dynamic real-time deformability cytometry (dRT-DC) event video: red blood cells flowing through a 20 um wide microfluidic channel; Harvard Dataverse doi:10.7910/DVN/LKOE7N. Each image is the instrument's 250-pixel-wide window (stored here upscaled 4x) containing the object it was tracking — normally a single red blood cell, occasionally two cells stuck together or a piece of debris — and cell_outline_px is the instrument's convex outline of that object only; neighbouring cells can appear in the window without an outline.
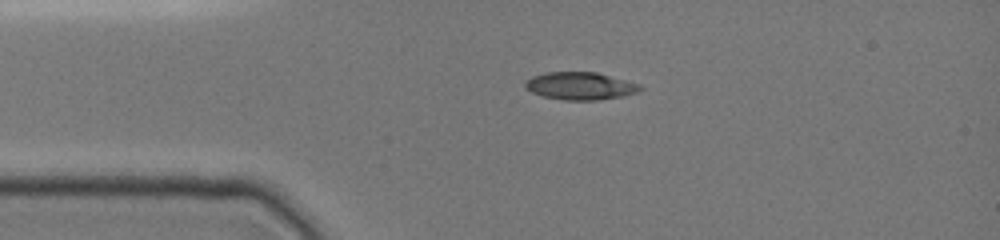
{"species": "common noctule bat (a hibernating species)", "species_latin": "Nyctalus noctula", "temperature_condition": "cold", "stored_images_in_passage": 3, "camera_frame_rate_fps": 3000, "um_per_image_px": 0.085, "animal": {"sex": "female", "body_mass_g": 19.0, "forearm_length_mm": 51.5}, "frame": {"image": 1, "passage_image": 1, "time_ms": 0.0, "image_size_px": [1000, 240], "cell_outline_px": [[644, 88], [640, 92], [624, 96], [596, 100], [564, 100], [544, 96], [532, 92], [524, 88], [524, 84], [532, 76], [548, 72], [596, 72], [640, 84]], "centroid_in_image_um": [49.35, 7.31], "position_along_channel_um": 35.6, "area_um2": 18.5}}
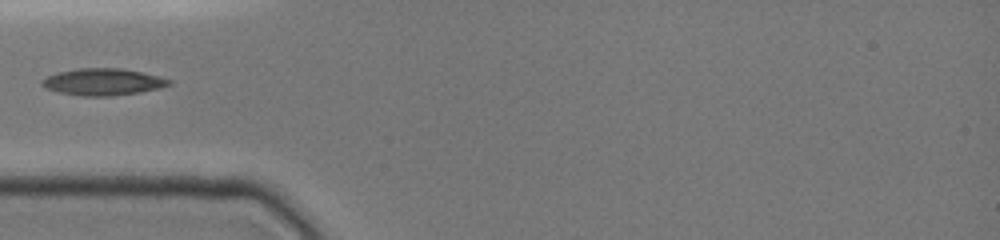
{"frame": {"image": 2, "passage_image": 3, "time_ms": 1.667, "image_size_px": [1000, 240], "cell_outline_px": [[172, 84], [160, 88], [140, 92], [112, 96], [84, 96], [60, 92], [44, 88], [40, 84], [40, 80], [56, 72], [76, 68], [120, 68], [160, 76], [172, 80]], "centroid_in_image_um": [8.74, 6.96], "position_along_channel_um": 76.3, "area_um2": 20.0}}